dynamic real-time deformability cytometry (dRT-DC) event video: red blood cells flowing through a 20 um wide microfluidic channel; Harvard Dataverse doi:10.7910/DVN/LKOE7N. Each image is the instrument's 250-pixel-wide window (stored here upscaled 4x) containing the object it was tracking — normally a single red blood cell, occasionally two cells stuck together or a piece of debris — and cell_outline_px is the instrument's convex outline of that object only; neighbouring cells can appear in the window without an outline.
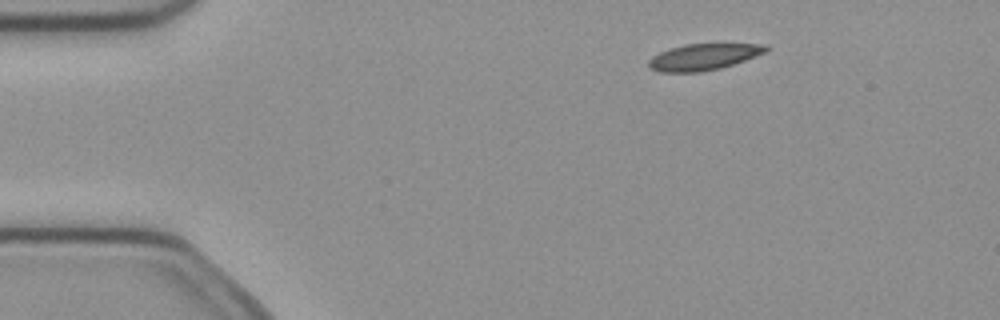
{"species": "common noctule bat (a hibernating species)", "species_latin": "Nyctalus noctula", "temperature_condition": "cold", "stored_images_in_passage": 4, "camera_frame_rate_fps": 3000, "um_per_image_px": 0.085, "animal": {"sex": "female", "body_mass_g": 21.9}, "frame": {"image": 1, "passage_image": 2, "time_ms": 0.333, "image_size_px": [1000, 320], "cell_outline_px": [[768, 52], [720, 68], [700, 72], [660, 72], [648, 68], [648, 60], [652, 56], [668, 48], [684, 44], [768, 44]], "centroid_in_image_um": [59.77, 4.83], "position_along_channel_um": 25.2, "area_um2": 18.09}}